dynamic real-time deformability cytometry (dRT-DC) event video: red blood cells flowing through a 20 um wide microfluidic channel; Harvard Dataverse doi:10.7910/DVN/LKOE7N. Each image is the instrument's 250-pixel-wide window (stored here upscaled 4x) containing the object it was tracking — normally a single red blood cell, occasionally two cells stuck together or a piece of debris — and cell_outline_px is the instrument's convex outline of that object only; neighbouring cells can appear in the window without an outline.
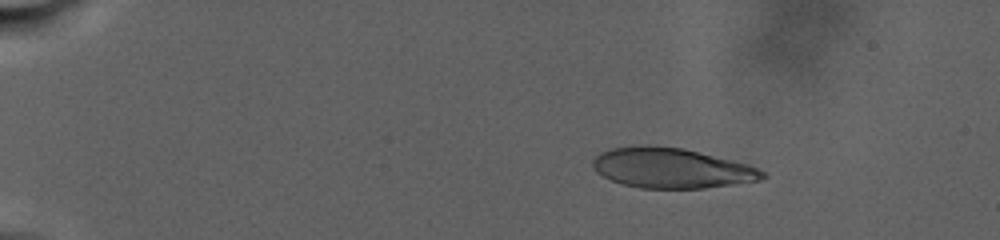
{"species": "human", "species_latin": "Homo sapiens", "temperature_condition": "warm", "stored_images_in_passage": 33, "camera_frame_rate_fps": 3000, "um_per_image_px": 0.085, "donor": {"sex": "male"}, "frame": {"image": 1, "passage_image": 8, "time_ms": 5.0, "image_size_px": [1000, 240], "cell_outline_px": [[768, 176], [760, 180], [704, 188], [640, 188], [620, 184], [596, 172], [592, 168], [592, 160], [600, 152], [608, 148], [684, 148], [748, 164], [764, 172]], "centroid_in_image_um": [57.09, 14.32], "position_along_channel_um": 27.9, "area_um2": 38.78}}
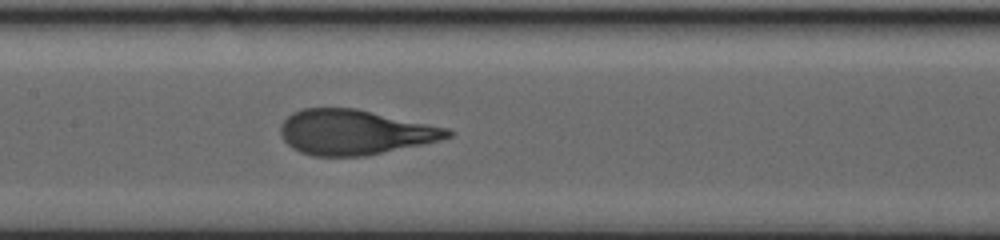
{"frame": {"image": 2, "passage_image": 23, "time_ms": 16.0, "image_size_px": [1000, 240], "cell_outline_px": [[456, 132], [452, 136], [440, 140], [364, 156], [312, 156], [300, 152], [292, 148], [280, 136], [280, 124], [292, 112], [304, 108], [356, 108], [448, 128]], "centroid_in_image_um": [30.12, 11.23], "position_along_channel_um": 177.3, "area_um2": 43.75}}
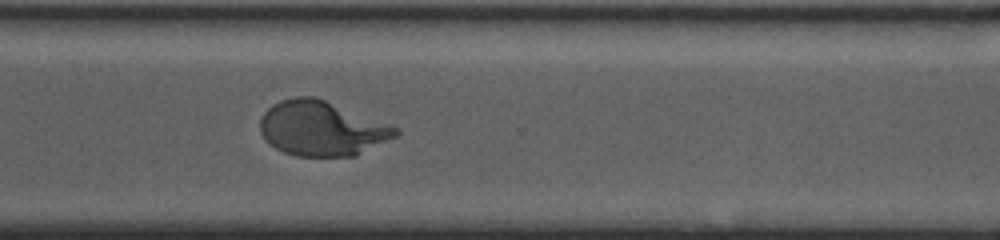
{"frame": {"image": 3, "passage_image": 33, "time_ms": 23.0, "image_size_px": [1000, 240], "cell_outline_px": [[400, 132], [396, 136], [356, 156], [296, 156], [284, 152], [276, 148], [260, 132], [260, 120], [264, 112], [272, 104], [280, 100], [296, 96], [316, 96], [392, 124], [400, 128]], "centroid_in_image_um": [27.39, 10.9], "position_along_channel_um": 343.2, "area_um2": 43.52}}